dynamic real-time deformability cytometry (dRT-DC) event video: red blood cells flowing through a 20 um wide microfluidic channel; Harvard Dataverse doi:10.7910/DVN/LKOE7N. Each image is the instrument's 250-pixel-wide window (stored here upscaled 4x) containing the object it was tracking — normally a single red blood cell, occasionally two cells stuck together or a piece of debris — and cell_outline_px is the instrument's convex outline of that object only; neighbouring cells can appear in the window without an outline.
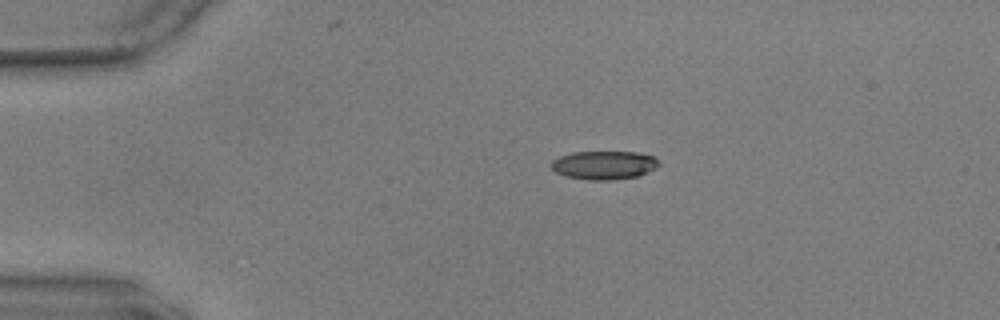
{"species": "common noctule bat (a hibernating species)", "species_latin": "Nyctalus noctula", "temperature_condition": "warm", "stored_images_in_passage": 45, "camera_frame_rate_fps": 3000, "um_per_image_px": 0.085, "animal": {"sex": "male", "body_mass_g": 17.9, "forearm_length_mm": 54.2}, "frame": {"image": 1, "passage_image": 1, "time_ms": 0.0, "image_size_px": [1000, 320], "cell_outline_px": [[660, 164], [656, 168], [640, 176], [612, 180], [588, 180], [568, 176], [556, 172], [552, 168], [552, 160], [560, 156], [572, 152], [636, 152], [652, 156]], "centroid_in_image_um": [51.36, 14.04], "position_along_channel_um": 33.6, "area_um2": 17.8}}
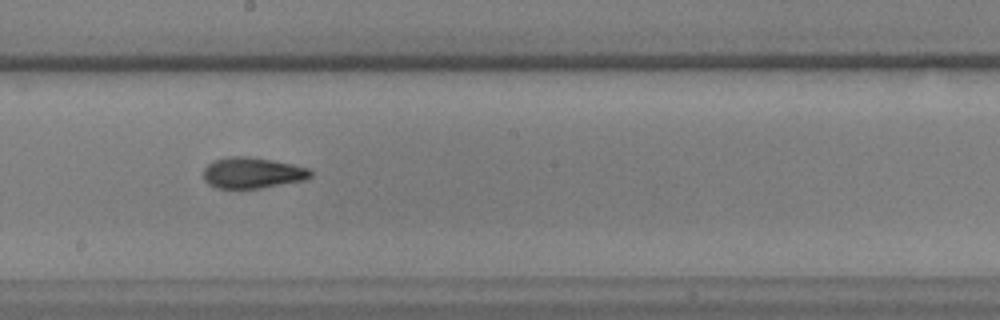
{"frame": {"image": 2, "passage_image": 21, "time_ms": 6.667, "image_size_px": [1000, 320], "cell_outline_px": [[312, 176], [304, 180], [260, 188], [216, 188], [208, 184], [204, 180], [204, 168], [212, 160], [228, 156], [248, 156], [272, 160], [292, 164], [308, 168], [312, 172]], "centroid_in_image_um": [21.42, 14.68], "position_along_channel_um": 226.8, "area_um2": 19.36}}
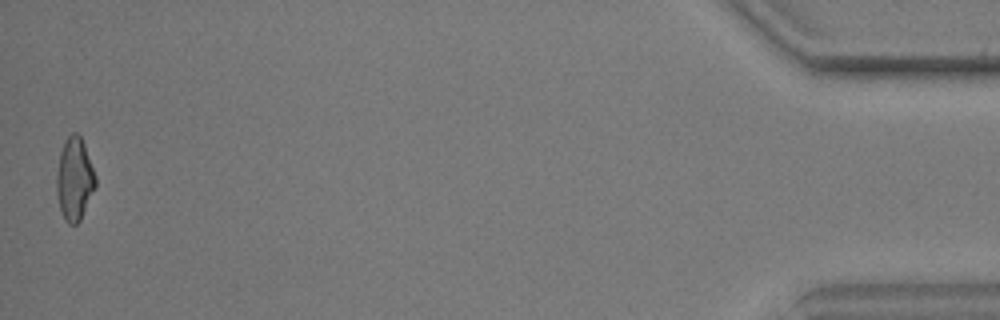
{"frame": {"image": 3, "passage_image": 45, "time_ms": 14.667, "image_size_px": [1000, 320], "cell_outline_px": [[96, 188], [80, 220], [76, 224], [68, 224], [64, 220], [60, 208], [56, 192], [56, 176], [60, 152], [64, 140], [72, 132], [76, 132], [80, 136], [84, 144], [96, 176]], "centroid_in_image_um": [6.33, 15.22], "position_along_channel_um": 428.9, "area_um2": 18.9}, "authors_computed_cell_mechanics": {"area_um2": 19.0162, "velocity_mm_per_s": 3.615, "shape_relaxation_time_tau1_ms": 5.542, "shape_relaxation_time_tau2_ms": 2.9714, "deformation_change_tau1": 0.1594, "deformation_change_tau2": 0.1039}}